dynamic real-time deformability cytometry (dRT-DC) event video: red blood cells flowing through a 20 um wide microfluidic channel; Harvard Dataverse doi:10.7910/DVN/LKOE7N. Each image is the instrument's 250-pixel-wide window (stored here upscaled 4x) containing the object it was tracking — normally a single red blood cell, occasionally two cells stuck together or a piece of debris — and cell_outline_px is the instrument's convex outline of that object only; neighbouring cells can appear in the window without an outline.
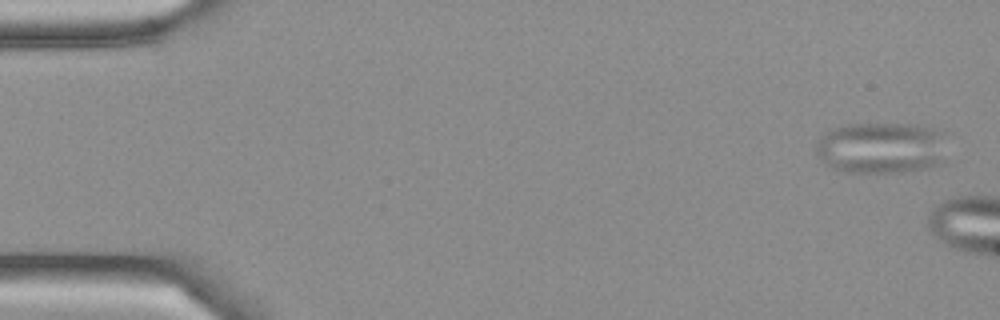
{"species": "Egyptian fruit bat (a non-hibernating species)", "species_latin": "Rousettus aegyptiacus", "temperature_condition": "cold", "stored_images_in_passage": 9, "camera_frame_rate_fps": 3000, "um_per_image_px": 0.085, "frame": {"image": 1, "passage_image": 2, "time_ms": 0.333, "image_size_px": [1000, 320], "cell_outline_px": [[944, 164], [912, 172], [848, 172], [832, 168], [816, 152], [816, 144], [820, 136], [828, 128], [848, 124], [920, 124], [944, 128]], "centroid_in_image_um": [74.99, 12.54], "position_along_channel_um": 10.0, "area_um2": 40.29}}